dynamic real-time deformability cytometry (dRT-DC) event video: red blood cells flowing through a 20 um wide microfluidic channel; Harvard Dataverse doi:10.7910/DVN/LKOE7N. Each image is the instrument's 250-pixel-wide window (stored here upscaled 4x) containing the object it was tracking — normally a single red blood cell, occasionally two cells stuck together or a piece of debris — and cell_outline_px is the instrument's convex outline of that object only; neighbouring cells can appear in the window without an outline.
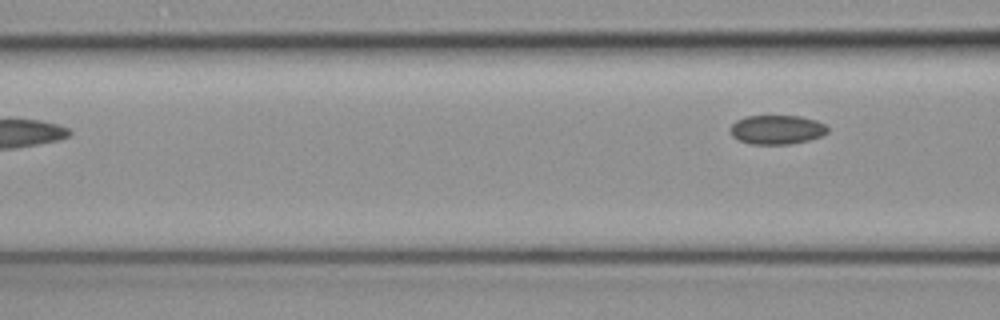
{"species": "common noctule bat (a hibernating species)", "species_latin": "Nyctalus noctula", "temperature_condition": "cold", "stored_images_in_passage": 3, "camera_frame_rate_fps": 3000, "um_per_image_px": 0.085, "animal": {"sex": "female", "body_mass_g": 19.3, "forearm_length_mm": 54.1}, "frame": {"image": 1, "passage_image": 3, "time_ms": 0.667, "image_size_px": [1000, 320], "cell_outline_px": [[828, 132], [820, 136], [808, 140], [788, 144], [752, 144], [740, 140], [732, 136], [728, 128], [736, 120], [744, 116], [800, 116], [816, 120], [824, 124], [828, 128]], "centroid_in_image_um": [66.0, 11.01], "position_along_channel_um": 100.6, "area_um2": 16.53}}